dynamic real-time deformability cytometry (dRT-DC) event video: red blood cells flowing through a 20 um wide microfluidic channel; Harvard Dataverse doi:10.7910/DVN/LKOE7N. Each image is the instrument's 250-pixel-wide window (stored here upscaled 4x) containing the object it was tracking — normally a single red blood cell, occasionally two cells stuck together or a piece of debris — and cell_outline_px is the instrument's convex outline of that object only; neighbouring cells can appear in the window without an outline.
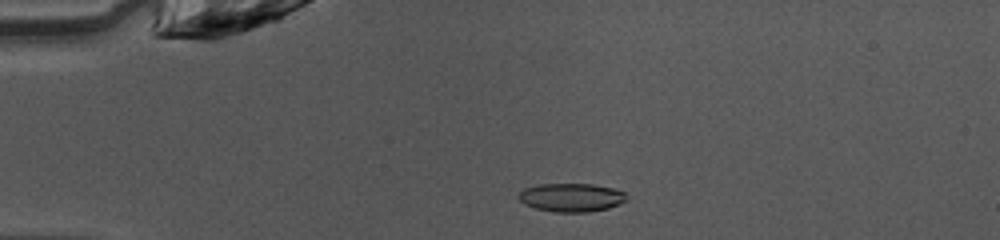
{"species": "common noctule bat (a hibernating species)", "species_latin": "Nyctalus noctula", "temperature_condition": "warm", "stored_images_in_passage": 50, "camera_frame_rate_fps": 3000, "um_per_image_px": 0.085, "animal": {"sex": "female", "body_mass_g": 10.0, "forearm_length_mm": 53.1}, "frame": {"image": 1, "passage_image": 12, "time_ms": 3.667, "image_size_px": [1000, 240], "cell_outline_px": [[628, 200], [620, 204], [608, 208], [588, 212], [552, 212], [536, 208], [524, 204], [516, 196], [524, 188], [536, 184], [592, 184], [612, 188], [624, 192], [628, 196]], "centroid_in_image_um": [48.56, 16.78], "position_along_channel_um": 36.4, "area_um2": 18.09}}
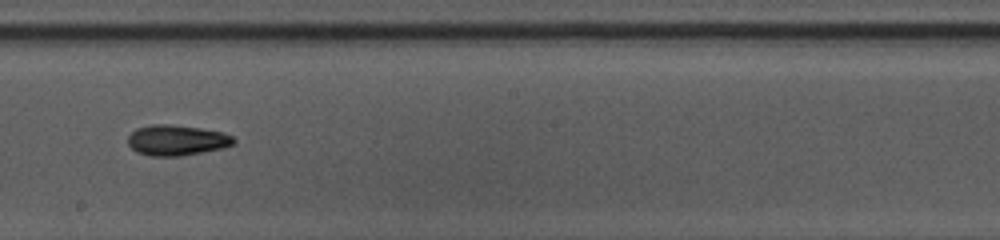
{"frame": {"image": 2, "passage_image": 29, "time_ms": 9.333, "image_size_px": [1000, 240], "cell_outline_px": [[236, 144], [224, 148], [180, 156], [152, 156], [136, 152], [128, 144], [128, 136], [136, 128], [152, 124], [168, 124], [200, 128], [224, 132], [232, 136], [236, 140]], "centroid_in_image_um": [15.04, 11.92], "position_along_channel_um": 233.2, "area_um2": 18.96}}
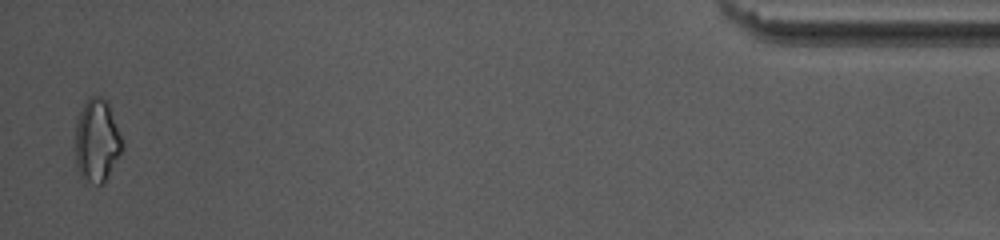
{"frame": {"image": 3, "passage_image": 49, "time_ms": 16.0, "image_size_px": [1000, 240], "cell_outline_px": [[124, 148], [104, 184], [84, 184], [76, 168], [76, 120], [88, 96], [100, 96], [108, 100], [124, 144]], "centroid_in_image_um": [8.24, 11.99], "position_along_channel_um": 427.0, "area_um2": 23.29}, "authors_computed_cell_mechanics": {"area_um2": 18.1492, "velocity_mm_per_s": 4.0987, "shape_relaxation_time_tau1_ms": 3.6274, "shape_relaxation_time_tau2_ms": 5.185, "deformation_change_tau1": 0.1256, "deformation_change_tau2": 0.1335}}